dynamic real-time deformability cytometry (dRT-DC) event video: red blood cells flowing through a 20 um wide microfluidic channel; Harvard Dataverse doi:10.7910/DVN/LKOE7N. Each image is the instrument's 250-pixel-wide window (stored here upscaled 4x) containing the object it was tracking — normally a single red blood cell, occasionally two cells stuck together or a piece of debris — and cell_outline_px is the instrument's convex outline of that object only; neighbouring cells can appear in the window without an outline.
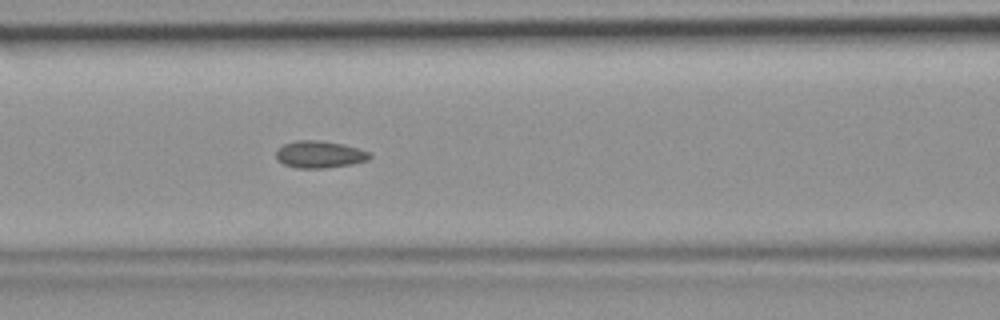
{"species": "common noctule bat (a hibernating species)", "species_latin": "Nyctalus noctula", "temperature_condition": "room temperature", "stored_images_in_passage": 47, "camera_frame_rate_fps": 3000, "um_per_image_px": 0.085, "animal": {"sex": "female", "body_mass_g": 19.9}, "frame": {"image": 1, "passage_image": 20, "time_ms": 6.333, "image_size_px": [1000, 320], "cell_outline_px": [[372, 156], [368, 160], [352, 164], [324, 168], [296, 168], [284, 164], [276, 160], [276, 152], [284, 144], [296, 140], [316, 140], [344, 144], [372, 152]], "centroid_in_image_um": [27.19, 13.13], "position_along_channel_um": 139.4, "area_um2": 14.85}}
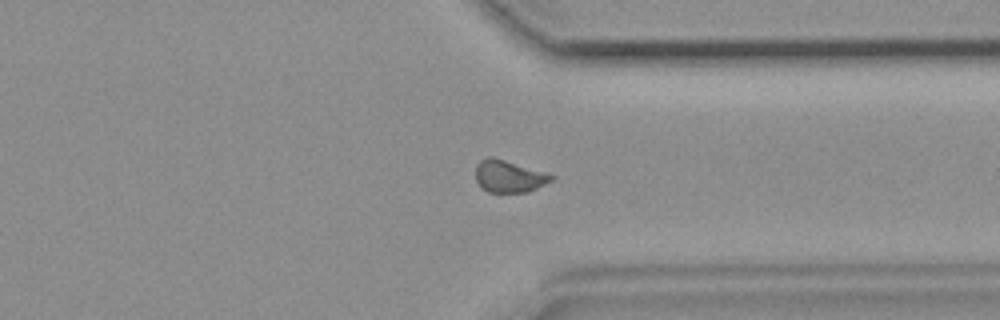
{"frame": {"image": 2, "passage_image": 36, "time_ms": 11.667, "image_size_px": [1000, 320], "cell_outline_px": [[556, 176], [552, 180], [528, 192], [488, 192], [476, 180], [476, 164], [480, 160], [488, 156], [492, 156], [544, 172]], "centroid_in_image_um": [43.25, 14.97], "position_along_channel_um": 368.2, "area_um2": 13.99}}
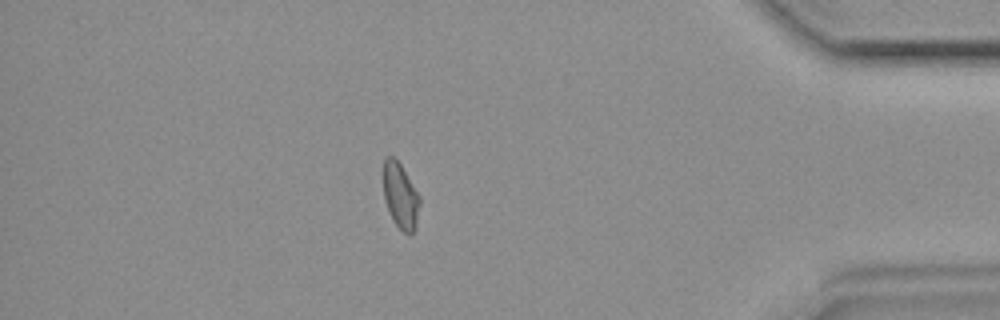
{"frame": {"image": 3, "passage_image": 41, "time_ms": 13.333, "image_size_px": [1000, 320], "cell_outline_px": [[420, 204], [416, 228], [408, 236], [392, 220], [384, 200], [384, 156], [392, 156], [400, 164], [420, 196]], "centroid_in_image_um": [34.05, 16.68], "position_along_channel_um": 401.2, "area_um2": 13.87}}